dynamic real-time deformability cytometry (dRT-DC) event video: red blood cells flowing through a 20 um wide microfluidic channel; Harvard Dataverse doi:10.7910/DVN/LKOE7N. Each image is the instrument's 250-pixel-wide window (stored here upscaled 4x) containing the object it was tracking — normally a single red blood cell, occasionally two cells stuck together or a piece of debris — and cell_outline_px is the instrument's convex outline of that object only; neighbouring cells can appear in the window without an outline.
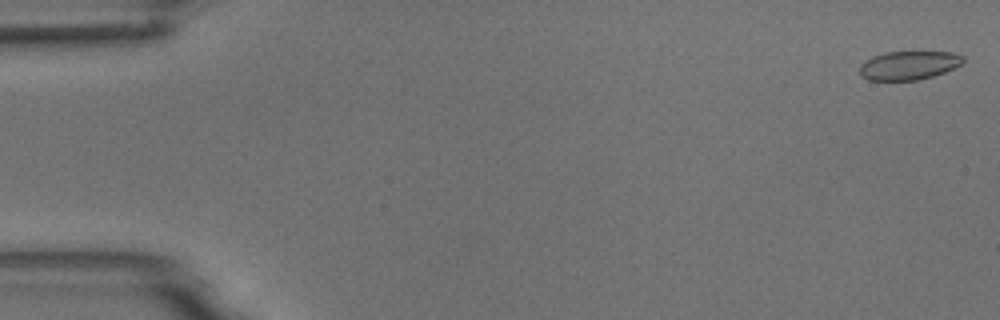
{"species": "common noctule bat (a hibernating species)", "species_latin": "Nyctalus noctula", "temperature_condition": "room temperature", "stored_images_in_passage": 54, "camera_frame_rate_fps": 3000, "um_per_image_px": 0.085, "animal": {"sex": "male", "body_mass_g": 18.8}, "frame": {"image": 1, "passage_image": 1, "time_ms": 0.0, "image_size_px": [1000, 320], "cell_outline_px": [[964, 60], [960, 64], [944, 72], [932, 76], [916, 80], [868, 80], [860, 76], [860, 64], [864, 60], [872, 56], [884, 52], [912, 48], [952, 52], [964, 56]], "centroid_in_image_um": [77.23, 5.48], "position_along_channel_um": 7.8, "area_um2": 18.26}}
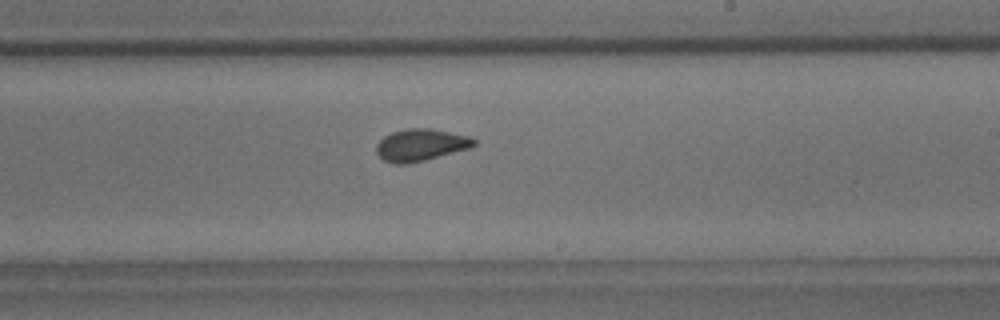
{"frame": {"image": 2, "passage_image": 32, "time_ms": 10.333, "image_size_px": [1000, 320], "cell_outline_px": [[476, 144], [472, 148], [408, 164], [392, 164], [384, 160], [376, 152], [376, 144], [384, 136], [392, 132], [408, 128], [428, 128], [472, 136], [476, 140]], "centroid_in_image_um": [35.79, 12.32], "position_along_channel_um": 253.2, "area_um2": 18.38}}
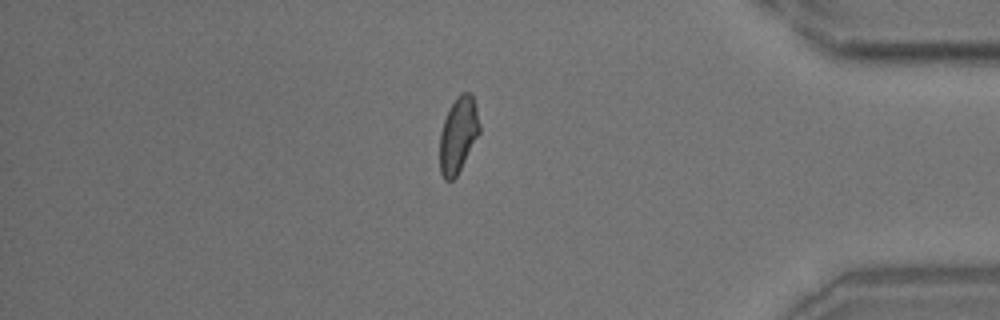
{"frame": {"image": 3, "passage_image": 46, "time_ms": 15.0, "image_size_px": [1000, 320], "cell_outline_px": [[480, 132], [456, 176], [452, 180], [444, 180], [440, 172], [440, 132], [444, 120], [456, 96], [460, 92], [472, 92], [480, 124]], "centroid_in_image_um": [38.95, 11.44], "position_along_channel_um": 396.3, "area_um2": 17.4}, "authors_computed_cell_mechanics": {"area_um2": 18.0914, "velocity_mm_per_s": 3.7212, "shape_relaxation_time_tau1_ms": 4.721, "shape_relaxation_time_tau2_ms": 1.1506, "deformation_change_tau1": 0.0972, "deformation_change_tau2": 0.0639}}